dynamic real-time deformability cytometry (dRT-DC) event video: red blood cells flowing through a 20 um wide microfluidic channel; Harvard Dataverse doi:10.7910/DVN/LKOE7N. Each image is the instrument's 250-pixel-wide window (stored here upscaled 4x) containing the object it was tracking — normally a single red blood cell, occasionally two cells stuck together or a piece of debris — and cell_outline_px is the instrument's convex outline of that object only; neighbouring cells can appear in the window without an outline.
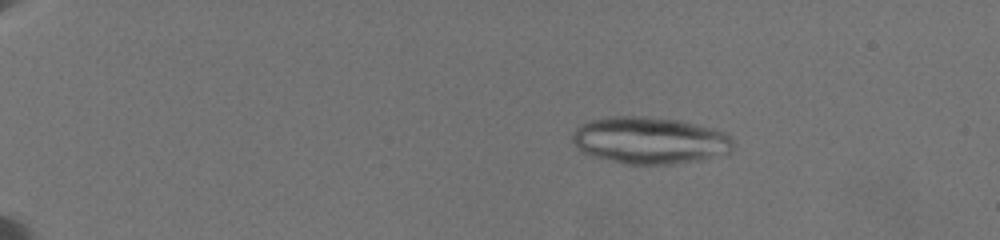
{"species": "common noctule bat (a hibernating species)", "species_latin": "Nyctalus noctula", "temperature_condition": "warm", "stored_images_in_passage": 32, "camera_frame_rate_fps": 3000, "um_per_image_px": 0.085, "animal": {"sex": "female", "body_mass_g": 19.5, "forearm_length_mm": 54.1}, "frame": {"image": 1, "passage_image": 15, "time_ms": 3.667, "image_size_px": [1000, 240], "cell_outline_px": [[732, 152], [704, 160], [672, 164], [628, 164], [580, 152], [572, 140], [572, 136], [576, 128], [580, 124], [588, 120], [608, 116], [644, 116], [680, 120], [728, 132], [732, 136]], "centroid_in_image_um": [55.26, 11.92], "position_along_channel_um": 29.7, "area_um2": 44.39}}